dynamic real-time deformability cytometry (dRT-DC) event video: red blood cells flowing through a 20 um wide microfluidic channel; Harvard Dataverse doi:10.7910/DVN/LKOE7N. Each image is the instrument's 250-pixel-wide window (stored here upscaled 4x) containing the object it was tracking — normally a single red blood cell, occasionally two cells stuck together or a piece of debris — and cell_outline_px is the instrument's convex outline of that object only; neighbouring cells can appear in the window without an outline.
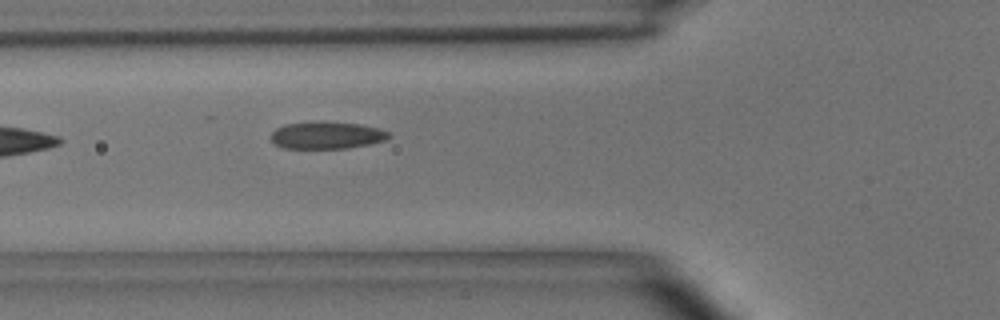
{"species": "common noctule bat (a hibernating species)", "species_latin": "Nyctalus noctula", "temperature_condition": "room temperature", "stored_images_in_passage": 3, "camera_frame_rate_fps": 3000, "um_per_image_px": 0.085, "animal": {"sex": "male", "body_mass_g": 15.6}, "frame": {"image": 1, "passage_image": 3, "time_ms": 2.333, "image_size_px": [1000, 320], "cell_outline_px": [[392, 136], [384, 140], [372, 144], [348, 148], [284, 148], [272, 144], [272, 132], [276, 128], [284, 124], [320, 120], [360, 124], [380, 128], [388, 132]], "centroid_in_image_um": [27.77, 11.48], "position_along_channel_um": 98.0, "area_um2": 19.07}}